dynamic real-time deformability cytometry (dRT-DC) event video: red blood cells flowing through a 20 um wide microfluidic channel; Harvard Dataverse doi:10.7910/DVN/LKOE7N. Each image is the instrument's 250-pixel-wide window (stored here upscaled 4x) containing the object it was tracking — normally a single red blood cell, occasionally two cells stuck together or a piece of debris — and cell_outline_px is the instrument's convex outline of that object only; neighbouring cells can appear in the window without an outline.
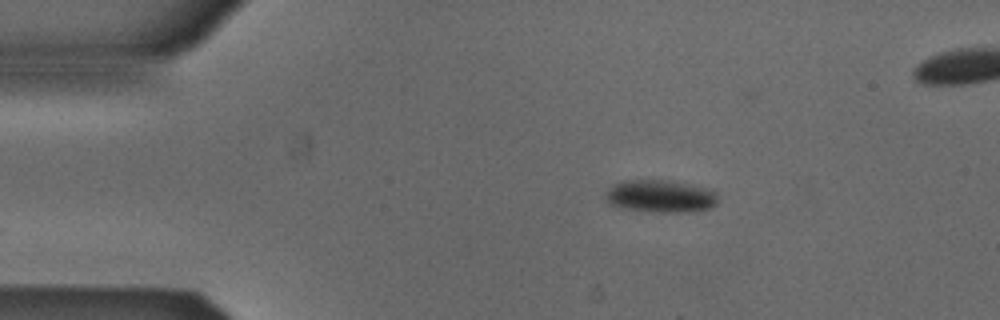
{"species": "Egyptian fruit bat (a non-hibernating species)", "species_latin": "Rousettus aegyptiacus", "temperature_condition": "cold", "stored_images_in_passage": 18, "camera_frame_rate_fps": 3000, "um_per_image_px": 0.085, "animal": {"sex": "male"}, "frame": {"image": 1, "passage_image": 1, "time_ms": 0.0, "image_size_px": [1000, 320], "cell_outline_px": [[716, 204], [708, 208], [680, 212], [656, 212], [620, 208], [608, 204], [604, 196], [608, 188], [612, 184], [624, 180], [664, 180], [704, 188], [712, 192], [716, 196]], "centroid_in_image_um": [55.99, 16.68], "position_along_channel_um": 29.0, "area_um2": 20.92}}
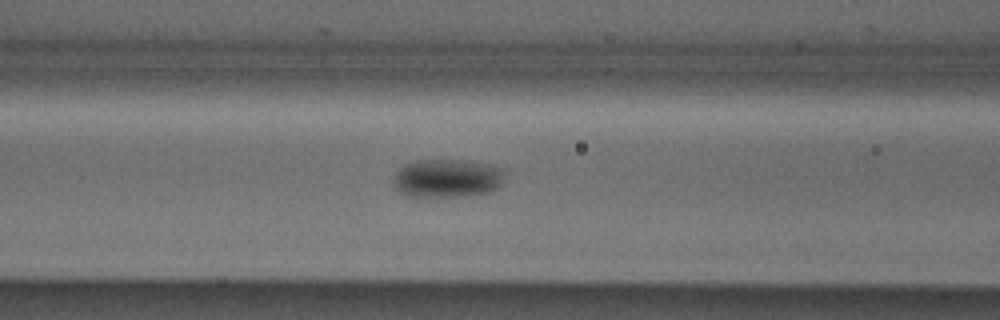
{"frame": {"image": 2, "passage_image": 13, "time_ms": 4.0, "image_size_px": [1000, 320], "cell_outline_px": [[500, 184], [496, 188], [488, 192], [468, 196], [404, 196], [392, 184], [392, 180], [396, 172], [404, 164], [416, 160], [460, 160], [500, 168]], "centroid_in_image_um": [37.87, 15.17], "position_along_channel_um": 128.7, "area_um2": 24.39}}
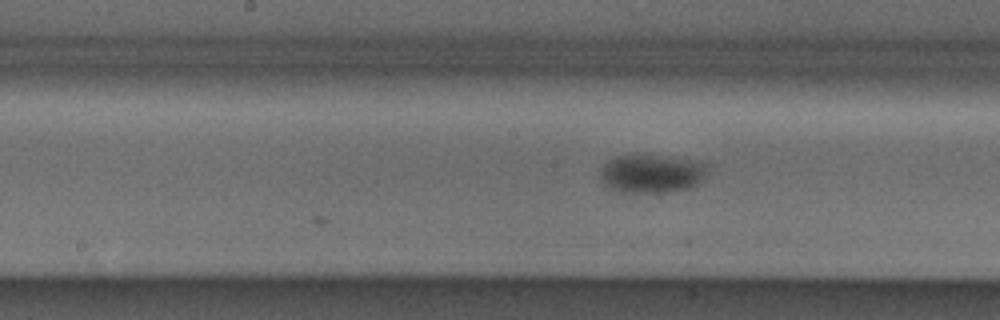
{"frame": {"image": 3, "passage_image": 18, "time_ms": 5.667, "image_size_px": [1000, 320], "cell_outline_px": [[712, 164], [700, 180], [692, 188], [656, 192], [624, 192], [612, 188], [604, 184], [600, 180], [600, 172], [604, 164], [608, 160], [616, 156], [660, 156], [688, 160]], "centroid_in_image_um": [55.39, 14.76], "position_along_channel_um": 192.8, "area_um2": 23.52}}